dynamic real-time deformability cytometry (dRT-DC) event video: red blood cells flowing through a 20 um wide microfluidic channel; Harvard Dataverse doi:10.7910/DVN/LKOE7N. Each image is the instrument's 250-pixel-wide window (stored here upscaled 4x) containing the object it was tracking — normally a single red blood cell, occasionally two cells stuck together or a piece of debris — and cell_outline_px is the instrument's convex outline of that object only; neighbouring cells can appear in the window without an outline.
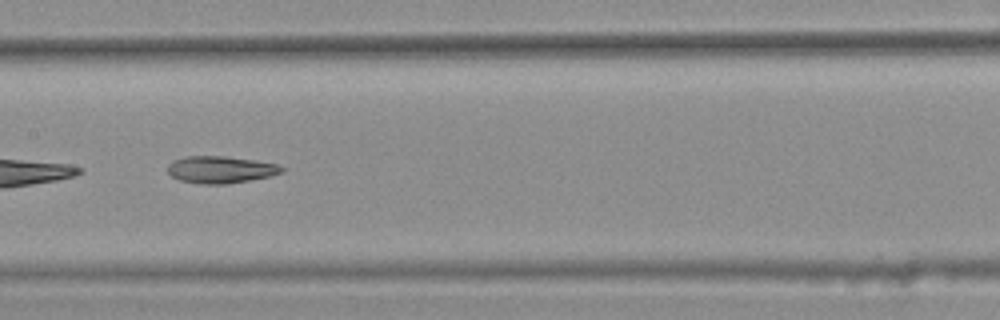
{"species": "common noctule bat (a hibernating species)", "species_latin": "Nyctalus noctula", "temperature_condition": "warm", "stored_images_in_passage": 12, "camera_frame_rate_fps": 3000, "um_per_image_px": 0.085, "animal": {"sex": "female", "body_mass_g": 25.1}, "frame": {"image": 1, "passage_image": 7, "time_ms": 2.0, "image_size_px": [1000, 320], "cell_outline_px": [[284, 172], [268, 176], [228, 184], [204, 184], [180, 180], [172, 176], [168, 172], [168, 164], [172, 160], [184, 156], [224, 156], [256, 160], [276, 164], [284, 168]], "centroid_in_image_um": [18.73, 14.4], "position_along_channel_um": 188.7, "area_um2": 17.92}}
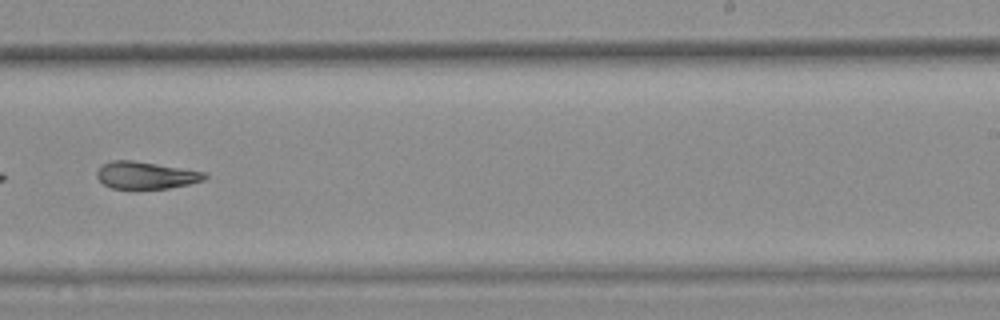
{"frame": {"image": 2, "passage_image": 9, "time_ms": 2.667, "image_size_px": [1000, 320], "cell_outline_px": [[208, 176], [204, 180], [188, 184], [168, 188], [112, 188], [104, 184], [96, 176], [96, 172], [104, 164], [112, 160], [132, 160], [208, 172]], "centroid_in_image_um": [12.43, 14.89], "position_along_channel_um": 276.6, "area_um2": 16.94}}
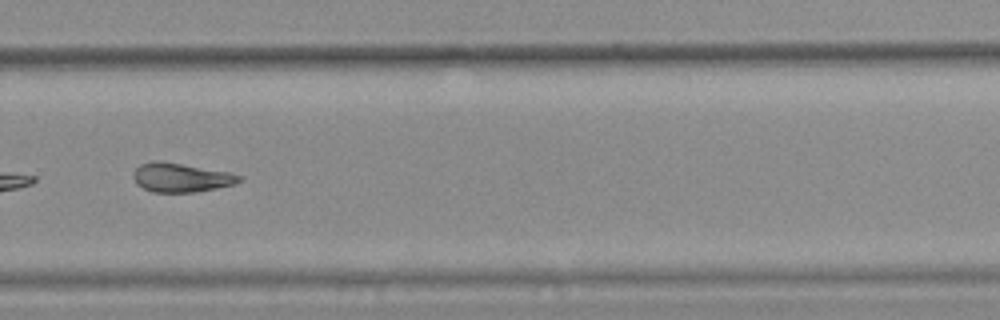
{"frame": {"image": 3, "passage_image": 10, "time_ms": 3.0, "image_size_px": [1000, 320], "cell_outline_px": [[244, 180], [236, 184], [196, 192], [152, 192], [136, 184], [132, 176], [132, 172], [140, 164], [152, 160], [160, 160], [228, 172], [244, 176]], "centroid_in_image_um": [15.38, 15.08], "position_along_channel_um": 314.4, "area_um2": 18.15}}